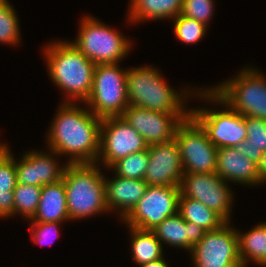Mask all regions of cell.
Returning <instances> with one entry per match:
<instances>
[{
	"mask_svg": "<svg viewBox=\"0 0 266 267\" xmlns=\"http://www.w3.org/2000/svg\"><path fill=\"white\" fill-rule=\"evenodd\" d=\"M246 140L236 147L250 160L258 164L266 152V120L245 116Z\"/></svg>",
	"mask_w": 266,
	"mask_h": 267,
	"instance_id": "25",
	"label": "cell"
},
{
	"mask_svg": "<svg viewBox=\"0 0 266 267\" xmlns=\"http://www.w3.org/2000/svg\"><path fill=\"white\" fill-rule=\"evenodd\" d=\"M74 45L94 64L120 63L131 50V41L93 16H84Z\"/></svg>",
	"mask_w": 266,
	"mask_h": 267,
	"instance_id": "5",
	"label": "cell"
},
{
	"mask_svg": "<svg viewBox=\"0 0 266 267\" xmlns=\"http://www.w3.org/2000/svg\"><path fill=\"white\" fill-rule=\"evenodd\" d=\"M131 232L132 259L139 266L163 258V245L151 230L128 226Z\"/></svg>",
	"mask_w": 266,
	"mask_h": 267,
	"instance_id": "24",
	"label": "cell"
},
{
	"mask_svg": "<svg viewBox=\"0 0 266 267\" xmlns=\"http://www.w3.org/2000/svg\"><path fill=\"white\" fill-rule=\"evenodd\" d=\"M126 89L129 105L175 113L182 121L191 115L192 108L188 109L184 104L190 92L183 89L181 92L184 93L180 94L171 88L156 67L144 65L127 69Z\"/></svg>",
	"mask_w": 266,
	"mask_h": 267,
	"instance_id": "3",
	"label": "cell"
},
{
	"mask_svg": "<svg viewBox=\"0 0 266 267\" xmlns=\"http://www.w3.org/2000/svg\"><path fill=\"white\" fill-rule=\"evenodd\" d=\"M232 110L266 120V77L254 68H243L236 77L209 87Z\"/></svg>",
	"mask_w": 266,
	"mask_h": 267,
	"instance_id": "6",
	"label": "cell"
},
{
	"mask_svg": "<svg viewBox=\"0 0 266 267\" xmlns=\"http://www.w3.org/2000/svg\"><path fill=\"white\" fill-rule=\"evenodd\" d=\"M41 186L17 184L14 193V215L31 219L36 214L41 195Z\"/></svg>",
	"mask_w": 266,
	"mask_h": 267,
	"instance_id": "26",
	"label": "cell"
},
{
	"mask_svg": "<svg viewBox=\"0 0 266 267\" xmlns=\"http://www.w3.org/2000/svg\"><path fill=\"white\" fill-rule=\"evenodd\" d=\"M152 231L162 244L183 248L188 252H191L193 246L198 243L206 233L202 227L185 221L178 212L167 217Z\"/></svg>",
	"mask_w": 266,
	"mask_h": 267,
	"instance_id": "19",
	"label": "cell"
},
{
	"mask_svg": "<svg viewBox=\"0 0 266 267\" xmlns=\"http://www.w3.org/2000/svg\"><path fill=\"white\" fill-rule=\"evenodd\" d=\"M100 169L97 163H67L63 181L70 220L76 221L109 212L106 204L105 176Z\"/></svg>",
	"mask_w": 266,
	"mask_h": 267,
	"instance_id": "4",
	"label": "cell"
},
{
	"mask_svg": "<svg viewBox=\"0 0 266 267\" xmlns=\"http://www.w3.org/2000/svg\"><path fill=\"white\" fill-rule=\"evenodd\" d=\"M214 0H183L180 14L188 18L195 19L209 26V20L212 18Z\"/></svg>",
	"mask_w": 266,
	"mask_h": 267,
	"instance_id": "30",
	"label": "cell"
},
{
	"mask_svg": "<svg viewBox=\"0 0 266 267\" xmlns=\"http://www.w3.org/2000/svg\"><path fill=\"white\" fill-rule=\"evenodd\" d=\"M31 220L58 223L70 220L63 179L42 187L38 209Z\"/></svg>",
	"mask_w": 266,
	"mask_h": 267,
	"instance_id": "20",
	"label": "cell"
},
{
	"mask_svg": "<svg viewBox=\"0 0 266 267\" xmlns=\"http://www.w3.org/2000/svg\"><path fill=\"white\" fill-rule=\"evenodd\" d=\"M15 161L9 156L0 165V191H13L17 185Z\"/></svg>",
	"mask_w": 266,
	"mask_h": 267,
	"instance_id": "32",
	"label": "cell"
},
{
	"mask_svg": "<svg viewBox=\"0 0 266 267\" xmlns=\"http://www.w3.org/2000/svg\"><path fill=\"white\" fill-rule=\"evenodd\" d=\"M184 173H214L217 166V147L207 133L190 116L176 129Z\"/></svg>",
	"mask_w": 266,
	"mask_h": 267,
	"instance_id": "9",
	"label": "cell"
},
{
	"mask_svg": "<svg viewBox=\"0 0 266 267\" xmlns=\"http://www.w3.org/2000/svg\"><path fill=\"white\" fill-rule=\"evenodd\" d=\"M44 50L49 76L68 98L64 102L84 103L91 93L96 64L71 41H54Z\"/></svg>",
	"mask_w": 266,
	"mask_h": 267,
	"instance_id": "2",
	"label": "cell"
},
{
	"mask_svg": "<svg viewBox=\"0 0 266 267\" xmlns=\"http://www.w3.org/2000/svg\"><path fill=\"white\" fill-rule=\"evenodd\" d=\"M164 257L161 259H157L154 261H151L149 263H145L140 265V267H169L168 263H166Z\"/></svg>",
	"mask_w": 266,
	"mask_h": 267,
	"instance_id": "35",
	"label": "cell"
},
{
	"mask_svg": "<svg viewBox=\"0 0 266 267\" xmlns=\"http://www.w3.org/2000/svg\"><path fill=\"white\" fill-rule=\"evenodd\" d=\"M174 32L178 40L185 44H195L207 31V26L180 13L173 18Z\"/></svg>",
	"mask_w": 266,
	"mask_h": 267,
	"instance_id": "29",
	"label": "cell"
},
{
	"mask_svg": "<svg viewBox=\"0 0 266 267\" xmlns=\"http://www.w3.org/2000/svg\"><path fill=\"white\" fill-rule=\"evenodd\" d=\"M14 216L13 191H0V218Z\"/></svg>",
	"mask_w": 266,
	"mask_h": 267,
	"instance_id": "33",
	"label": "cell"
},
{
	"mask_svg": "<svg viewBox=\"0 0 266 267\" xmlns=\"http://www.w3.org/2000/svg\"><path fill=\"white\" fill-rule=\"evenodd\" d=\"M199 89L197 95L202 100L222 104L224 110L193 108L191 117L207 133L209 140L217 147H236L240 142L246 140L245 116L232 110L224 103L209 87L205 90Z\"/></svg>",
	"mask_w": 266,
	"mask_h": 267,
	"instance_id": "7",
	"label": "cell"
},
{
	"mask_svg": "<svg viewBox=\"0 0 266 267\" xmlns=\"http://www.w3.org/2000/svg\"><path fill=\"white\" fill-rule=\"evenodd\" d=\"M57 156L60 155L51 149L48 150V153L43 150H33L26 152L18 161L14 159V155L10 151V157L15 161L17 184L43 187L62 180L67 164L60 166L59 161H56Z\"/></svg>",
	"mask_w": 266,
	"mask_h": 267,
	"instance_id": "16",
	"label": "cell"
},
{
	"mask_svg": "<svg viewBox=\"0 0 266 267\" xmlns=\"http://www.w3.org/2000/svg\"><path fill=\"white\" fill-rule=\"evenodd\" d=\"M7 144L0 143V165L10 156V150Z\"/></svg>",
	"mask_w": 266,
	"mask_h": 267,
	"instance_id": "36",
	"label": "cell"
},
{
	"mask_svg": "<svg viewBox=\"0 0 266 267\" xmlns=\"http://www.w3.org/2000/svg\"><path fill=\"white\" fill-rule=\"evenodd\" d=\"M257 172L259 184L266 182V152L262 154L260 162L257 164Z\"/></svg>",
	"mask_w": 266,
	"mask_h": 267,
	"instance_id": "34",
	"label": "cell"
},
{
	"mask_svg": "<svg viewBox=\"0 0 266 267\" xmlns=\"http://www.w3.org/2000/svg\"><path fill=\"white\" fill-rule=\"evenodd\" d=\"M59 224L58 222H32L30 231L33 242L40 245L44 243L46 245L51 244L52 239H54L52 238L53 235H55L56 238L59 236ZM49 239L51 242H49Z\"/></svg>",
	"mask_w": 266,
	"mask_h": 267,
	"instance_id": "31",
	"label": "cell"
},
{
	"mask_svg": "<svg viewBox=\"0 0 266 267\" xmlns=\"http://www.w3.org/2000/svg\"><path fill=\"white\" fill-rule=\"evenodd\" d=\"M178 213L188 222L202 227L205 231L219 229L226 221L202 202L184 197L181 193L178 200Z\"/></svg>",
	"mask_w": 266,
	"mask_h": 267,
	"instance_id": "23",
	"label": "cell"
},
{
	"mask_svg": "<svg viewBox=\"0 0 266 267\" xmlns=\"http://www.w3.org/2000/svg\"><path fill=\"white\" fill-rule=\"evenodd\" d=\"M148 163L149 156L147 149L121 158L114 162L109 168L114 170L113 172L120 177L144 180Z\"/></svg>",
	"mask_w": 266,
	"mask_h": 267,
	"instance_id": "27",
	"label": "cell"
},
{
	"mask_svg": "<svg viewBox=\"0 0 266 267\" xmlns=\"http://www.w3.org/2000/svg\"><path fill=\"white\" fill-rule=\"evenodd\" d=\"M63 102L47 133L49 149L70 156L67 163H96L100 152L102 119L88 108Z\"/></svg>",
	"mask_w": 266,
	"mask_h": 267,
	"instance_id": "1",
	"label": "cell"
},
{
	"mask_svg": "<svg viewBox=\"0 0 266 267\" xmlns=\"http://www.w3.org/2000/svg\"><path fill=\"white\" fill-rule=\"evenodd\" d=\"M239 256L243 267L252 261L258 266L266 265V222L253 227L245 234L237 230Z\"/></svg>",
	"mask_w": 266,
	"mask_h": 267,
	"instance_id": "22",
	"label": "cell"
},
{
	"mask_svg": "<svg viewBox=\"0 0 266 267\" xmlns=\"http://www.w3.org/2000/svg\"><path fill=\"white\" fill-rule=\"evenodd\" d=\"M180 193L187 198L202 202L219 214L226 222H231L233 193L229 184L214 173H184Z\"/></svg>",
	"mask_w": 266,
	"mask_h": 267,
	"instance_id": "13",
	"label": "cell"
},
{
	"mask_svg": "<svg viewBox=\"0 0 266 267\" xmlns=\"http://www.w3.org/2000/svg\"><path fill=\"white\" fill-rule=\"evenodd\" d=\"M193 267H243L239 256L237 230L226 222L206 231L191 252Z\"/></svg>",
	"mask_w": 266,
	"mask_h": 267,
	"instance_id": "10",
	"label": "cell"
},
{
	"mask_svg": "<svg viewBox=\"0 0 266 267\" xmlns=\"http://www.w3.org/2000/svg\"><path fill=\"white\" fill-rule=\"evenodd\" d=\"M215 173L227 183L259 185L257 164L241 153L237 147L217 149V166Z\"/></svg>",
	"mask_w": 266,
	"mask_h": 267,
	"instance_id": "17",
	"label": "cell"
},
{
	"mask_svg": "<svg viewBox=\"0 0 266 267\" xmlns=\"http://www.w3.org/2000/svg\"><path fill=\"white\" fill-rule=\"evenodd\" d=\"M180 186H150L131 212L123 219L127 226L153 230L178 212Z\"/></svg>",
	"mask_w": 266,
	"mask_h": 267,
	"instance_id": "11",
	"label": "cell"
},
{
	"mask_svg": "<svg viewBox=\"0 0 266 267\" xmlns=\"http://www.w3.org/2000/svg\"><path fill=\"white\" fill-rule=\"evenodd\" d=\"M9 1L0 3V43L16 45L20 43L19 19Z\"/></svg>",
	"mask_w": 266,
	"mask_h": 267,
	"instance_id": "28",
	"label": "cell"
},
{
	"mask_svg": "<svg viewBox=\"0 0 266 267\" xmlns=\"http://www.w3.org/2000/svg\"><path fill=\"white\" fill-rule=\"evenodd\" d=\"M119 66L118 63L95 66L91 93L84 105L89 106V110L101 119L122 116L129 106L126 89L127 70Z\"/></svg>",
	"mask_w": 266,
	"mask_h": 267,
	"instance_id": "8",
	"label": "cell"
},
{
	"mask_svg": "<svg viewBox=\"0 0 266 267\" xmlns=\"http://www.w3.org/2000/svg\"><path fill=\"white\" fill-rule=\"evenodd\" d=\"M128 21L131 23L175 18L182 9L183 0H130Z\"/></svg>",
	"mask_w": 266,
	"mask_h": 267,
	"instance_id": "21",
	"label": "cell"
},
{
	"mask_svg": "<svg viewBox=\"0 0 266 267\" xmlns=\"http://www.w3.org/2000/svg\"><path fill=\"white\" fill-rule=\"evenodd\" d=\"M149 163L144 181L150 186H180L184 169L175 139L149 145Z\"/></svg>",
	"mask_w": 266,
	"mask_h": 267,
	"instance_id": "15",
	"label": "cell"
},
{
	"mask_svg": "<svg viewBox=\"0 0 266 267\" xmlns=\"http://www.w3.org/2000/svg\"><path fill=\"white\" fill-rule=\"evenodd\" d=\"M114 176L113 179L105 177L104 180L106 204L109 213L115 210L123 220L143 197L148 184L144 180Z\"/></svg>",
	"mask_w": 266,
	"mask_h": 267,
	"instance_id": "18",
	"label": "cell"
},
{
	"mask_svg": "<svg viewBox=\"0 0 266 267\" xmlns=\"http://www.w3.org/2000/svg\"><path fill=\"white\" fill-rule=\"evenodd\" d=\"M148 147L145 139L123 116L106 117L101 122L100 152L96 163L102 162V166L109 169L117 160Z\"/></svg>",
	"mask_w": 266,
	"mask_h": 267,
	"instance_id": "12",
	"label": "cell"
},
{
	"mask_svg": "<svg viewBox=\"0 0 266 267\" xmlns=\"http://www.w3.org/2000/svg\"><path fill=\"white\" fill-rule=\"evenodd\" d=\"M125 120L145 139L148 145L175 139L177 127L183 122L175 113H164L129 105Z\"/></svg>",
	"mask_w": 266,
	"mask_h": 267,
	"instance_id": "14",
	"label": "cell"
}]
</instances>
